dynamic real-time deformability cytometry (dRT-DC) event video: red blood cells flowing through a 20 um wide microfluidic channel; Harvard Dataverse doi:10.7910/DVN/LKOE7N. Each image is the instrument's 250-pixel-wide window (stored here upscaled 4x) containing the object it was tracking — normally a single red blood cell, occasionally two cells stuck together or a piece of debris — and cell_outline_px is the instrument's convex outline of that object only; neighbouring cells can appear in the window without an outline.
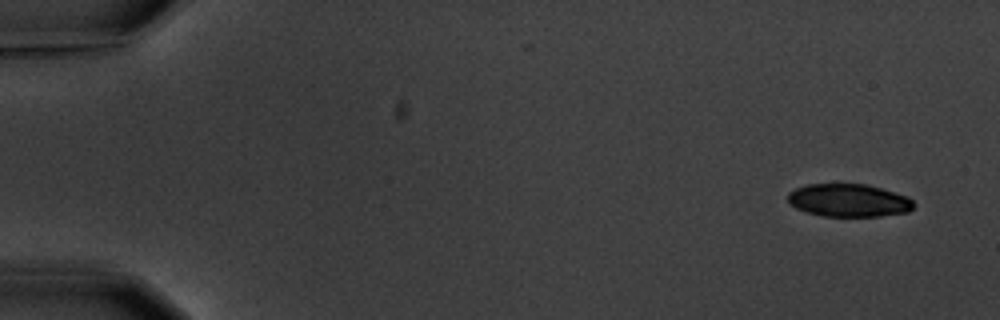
{"species": "common noctule bat (a hibernating species)", "species_latin": "Nyctalus noctula", "temperature_condition": "warm", "stored_images_in_passage": 4, "camera_frame_rate_fps": 3000, "um_per_image_px": 0.085, "animal": {"sex": "male", "body_mass_g": 20.1, "forearm_length_mm": 53.5}, "frame": {"image": 1, "passage_image": 1, "time_ms": 0.0, "image_size_px": [1000, 320], "cell_outline_px": [[916, 204], [908, 212], [880, 216], [824, 216], [808, 212], [796, 208], [788, 204], [788, 192], [796, 188], [808, 184], [864, 184], [880, 188], [908, 196]], "centroid_in_image_um": [72.14, 17.03], "position_along_channel_um": 12.9, "area_um2": 24.1}}